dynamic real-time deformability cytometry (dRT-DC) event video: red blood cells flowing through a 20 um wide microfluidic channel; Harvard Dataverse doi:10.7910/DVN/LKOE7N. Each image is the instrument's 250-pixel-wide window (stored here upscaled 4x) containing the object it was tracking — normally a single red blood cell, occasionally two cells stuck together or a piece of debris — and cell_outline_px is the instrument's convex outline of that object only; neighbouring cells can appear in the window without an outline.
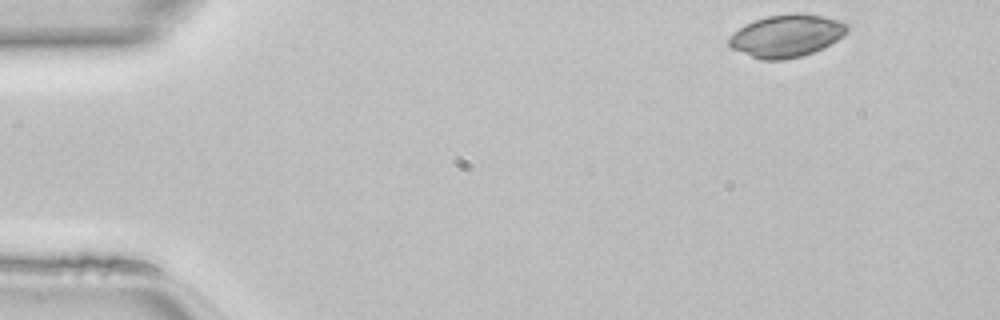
{"species": "common noctule bat (a hibernating species)", "species_latin": "Nyctalus noctula", "temperature_condition": "room temperature", "stored_images_in_passage": 44, "camera_frame_rate_fps": 3000, "um_per_image_px": 0.085, "animal": {"sex": "female", "body_mass_g": 22.7, "forearm_length_mm": 54.2}, "frame": {"image": 1, "passage_image": 1, "time_ms": 0.0, "image_size_px": [1000, 320], "cell_outline_px": [[848, 32], [844, 36], [824, 48], [800, 56], [784, 60], [760, 60], [732, 48], [728, 44], [728, 36], [744, 24], [768, 16], [792, 12], [804, 12], [824, 16], [840, 20], [848, 24]], "centroid_in_image_um": [66.88, 3.02], "position_along_channel_um": 18.1, "area_um2": 29.65}}
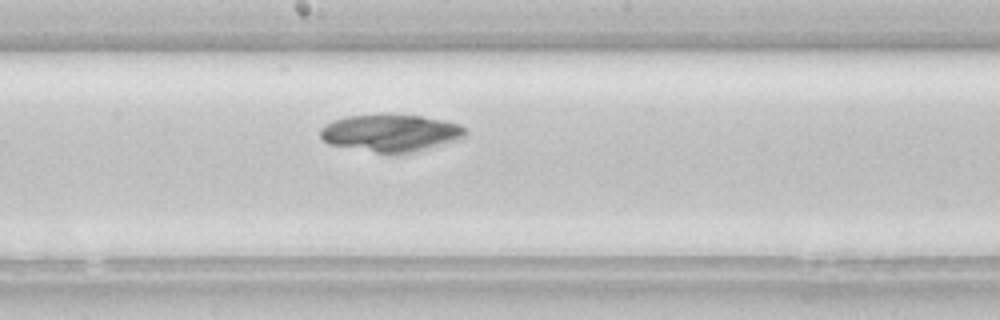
{"frame": {"image": 2, "passage_image": 22, "time_ms": 7.0, "image_size_px": [1000, 320], "cell_outline_px": [[468, 132], [460, 140], [412, 152], [376, 152], [328, 144], [320, 136], [320, 128], [332, 120], [348, 116], [380, 112], [420, 116], [444, 120], [460, 124]], "centroid_in_image_um": [33.21, 11.26], "position_along_channel_um": 215.0, "area_um2": 31.79}}
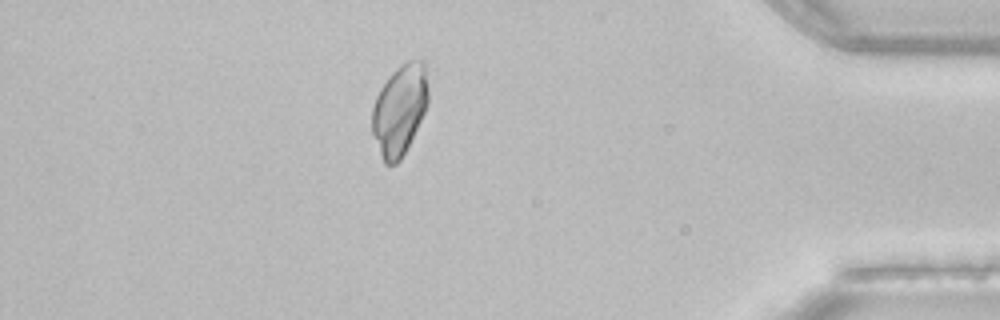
{"frame": {"image": 3, "passage_image": 38, "time_ms": 12.333, "image_size_px": [1000, 320], "cell_outline_px": [[428, 104], [400, 160], [396, 164], [384, 164], [372, 132], [372, 108], [376, 96], [380, 88], [392, 72], [396, 68], [408, 60], [424, 60], [428, 88]], "centroid_in_image_um": [33.96, 9.3], "position_along_channel_um": 401.2, "area_um2": 29.25}}